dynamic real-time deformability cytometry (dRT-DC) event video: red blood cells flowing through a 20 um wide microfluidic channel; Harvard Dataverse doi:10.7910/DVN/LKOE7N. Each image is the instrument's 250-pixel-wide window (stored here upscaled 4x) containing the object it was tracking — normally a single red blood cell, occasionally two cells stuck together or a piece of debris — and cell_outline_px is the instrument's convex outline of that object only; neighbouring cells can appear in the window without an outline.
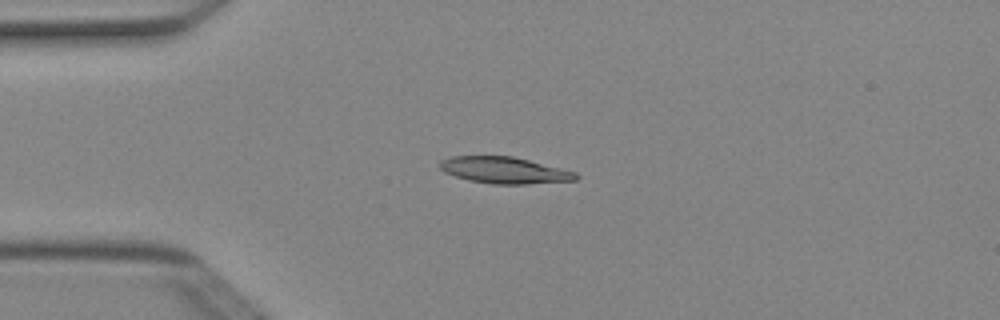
{"species": "Egyptian fruit bat (a non-hibernating species)", "species_latin": "Rousettus aegyptiacus", "temperature_condition": "cold", "stored_images_in_passage": 4, "camera_frame_rate_fps": 3000, "um_per_image_px": 0.085, "animal": {"sex": "female"}, "frame": {"image": 1, "passage_image": 4, "time_ms": 1.0, "image_size_px": [1000, 320], "cell_outline_px": [[580, 176], [576, 180], [528, 184], [492, 184], [468, 180], [444, 172], [440, 168], [440, 160], [452, 156], [512, 156], [576, 172]], "centroid_in_image_um": [42.87, 14.47], "position_along_channel_um": 42.1, "area_um2": 20.92}}